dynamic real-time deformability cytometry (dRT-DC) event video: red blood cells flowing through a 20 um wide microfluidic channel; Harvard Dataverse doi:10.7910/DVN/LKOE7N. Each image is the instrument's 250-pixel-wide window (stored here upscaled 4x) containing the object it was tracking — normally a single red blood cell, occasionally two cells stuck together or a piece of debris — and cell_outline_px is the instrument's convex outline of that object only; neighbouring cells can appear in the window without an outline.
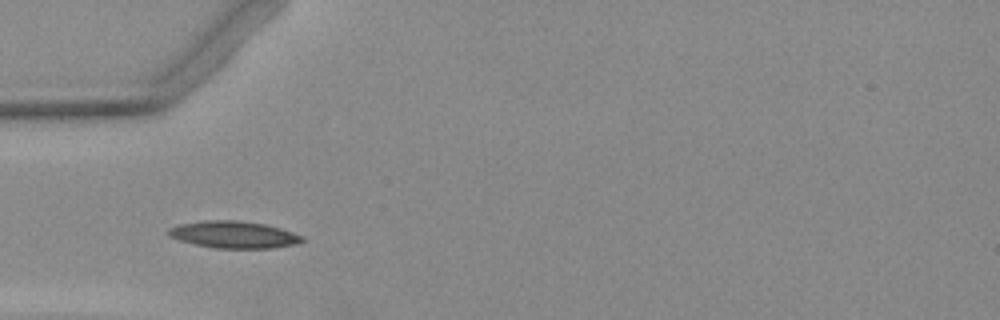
{"species": "Egyptian fruit bat (a non-hibernating species)", "species_latin": "Rousettus aegyptiacus", "temperature_condition": "warm", "stored_images_in_passage": 30, "camera_frame_rate_fps": 3000, "um_per_image_px": 0.085, "animal": {"sex": "female"}, "frame": {"image": 1, "passage_image": 2, "time_ms": 0.333, "image_size_px": [1000, 320], "cell_outline_px": [[304, 240], [296, 244], [272, 248], [216, 248], [196, 244], [180, 240], [168, 236], [164, 232], [168, 228], [180, 224], [204, 220], [236, 220], [264, 224], [280, 228], [304, 236]], "centroid_in_image_um": [19.84, 19.94], "position_along_channel_um": 65.2, "area_um2": 21.04}}
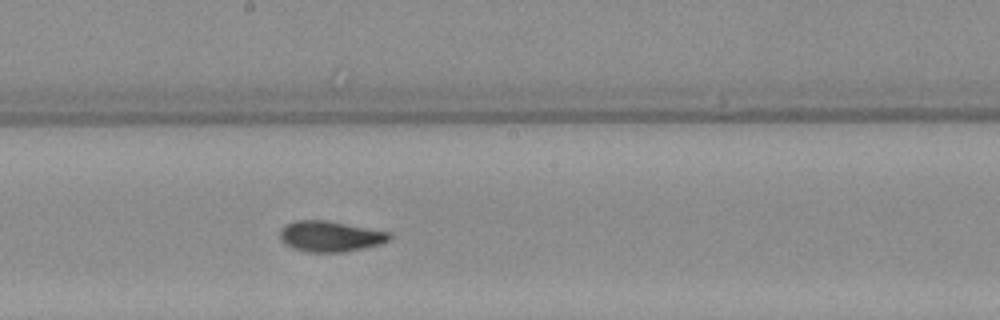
{"frame": {"image": 2, "passage_image": 14, "time_ms": 4.333, "image_size_px": [1000, 320], "cell_outline_px": [[392, 236], [388, 240], [380, 244], [364, 248], [344, 252], [308, 252], [296, 248], [280, 240], [280, 232], [284, 224], [296, 220], [324, 220], [388, 232]], "centroid_in_image_um": [28.05, 20.09], "position_along_channel_um": 220.2, "area_um2": 19.25}}
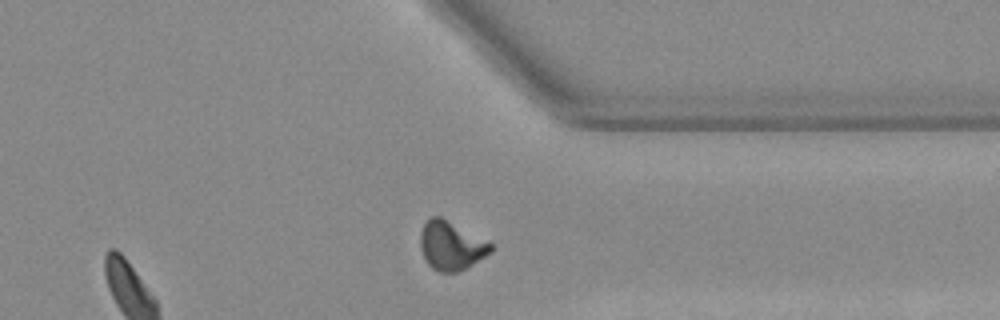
{"frame": {"image": 3, "passage_image": 26, "time_ms": 8.333, "image_size_px": [1000, 320], "cell_outline_px": [[492, 252], [472, 264], [456, 272], [440, 272], [432, 268], [428, 264], [420, 248], [420, 232], [424, 224], [432, 216], [440, 216], [492, 244]], "centroid_in_image_um": [38.31, 20.88], "position_along_channel_um": 373.1, "area_um2": 19.59}}